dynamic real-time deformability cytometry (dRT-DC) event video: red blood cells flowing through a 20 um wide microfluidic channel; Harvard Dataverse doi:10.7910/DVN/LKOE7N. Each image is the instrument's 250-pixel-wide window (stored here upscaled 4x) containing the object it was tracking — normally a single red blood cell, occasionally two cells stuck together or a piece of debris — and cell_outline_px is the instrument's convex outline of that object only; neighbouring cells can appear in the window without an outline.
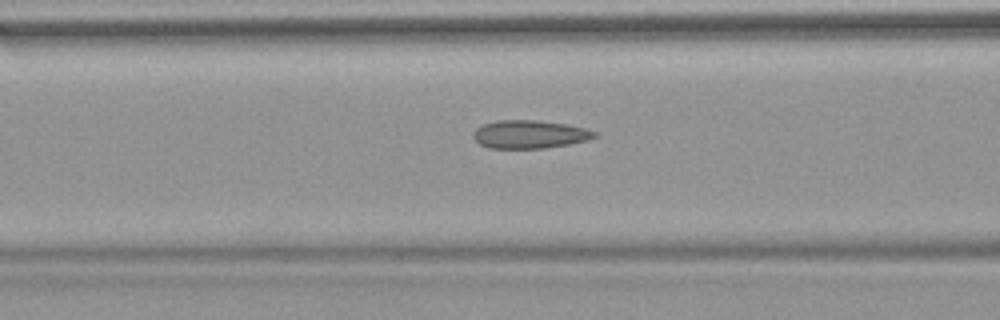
{"species": "common noctule bat (a hibernating species)", "species_latin": "Nyctalus noctula", "temperature_condition": "warm", "stored_images_in_passage": 54, "camera_frame_rate_fps": 3000, "um_per_image_px": 0.085, "animal": {"sex": "female", "body_mass_g": 18.4}, "frame": {"image": 1, "passage_image": 22, "time_ms": 7.0, "image_size_px": [1000, 320], "cell_outline_px": [[600, 132], [596, 136], [588, 140], [568, 144], [544, 148], [488, 148], [480, 144], [472, 136], [472, 132], [476, 128], [484, 124], [496, 120], [536, 120], [564, 124], [584, 128]], "centroid_in_image_um": [45.0, 11.41], "position_along_channel_um": 121.6, "area_um2": 19.88}}
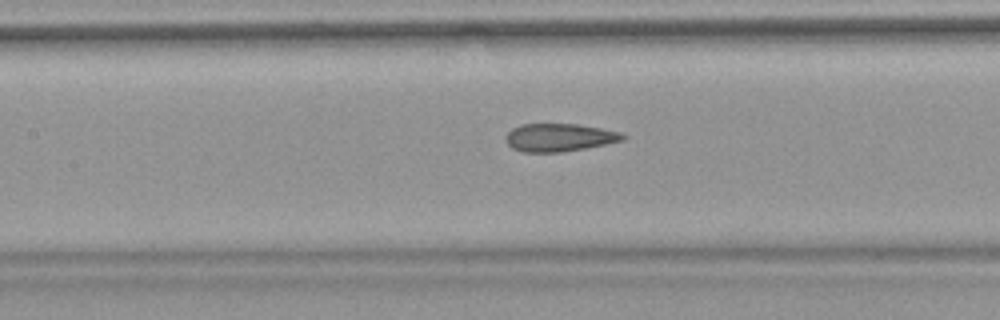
{"frame": {"image": 2, "passage_image": 25, "time_ms": 8.0, "image_size_px": [1000, 320], "cell_outline_px": [[628, 136], [624, 140], [584, 148], [560, 152], [524, 152], [512, 148], [508, 144], [508, 132], [512, 128], [520, 124], [576, 124], [600, 128], [620, 132]], "centroid_in_image_um": [47.56, 11.68], "position_along_channel_um": 159.8, "area_um2": 18.79}}
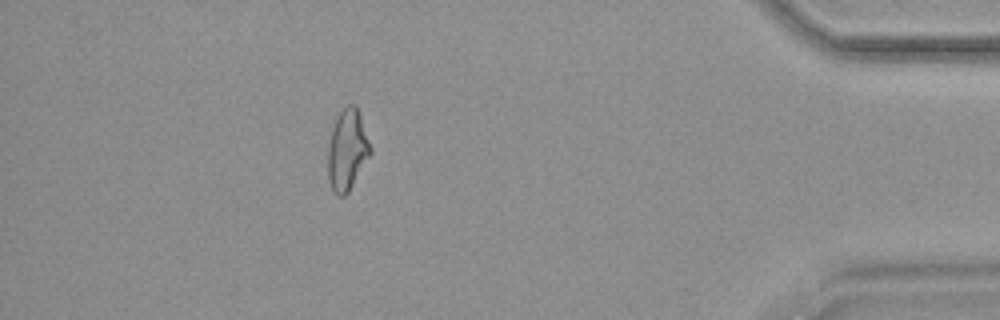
{"frame": {"image": 3, "passage_image": 48, "time_ms": 15.667, "image_size_px": [1000, 320], "cell_outline_px": [[372, 152], [348, 192], [344, 196], [340, 196], [332, 188], [328, 180], [328, 148], [332, 128], [340, 112], [348, 104], [356, 104], [372, 148]], "centroid_in_image_um": [29.53, 12.73], "position_along_channel_um": 405.7, "area_um2": 19.77}, "authors_computed_cell_mechanics": {"area_um2": 20.1144, "velocity_mm_per_s": 3.8247, "shape_relaxation_time_tau1_ms": null, "shape_relaxation_time_tau2_ms": 1.5083, "deformation_change_tau1": null, "deformation_change_tau2": 0.0971}}